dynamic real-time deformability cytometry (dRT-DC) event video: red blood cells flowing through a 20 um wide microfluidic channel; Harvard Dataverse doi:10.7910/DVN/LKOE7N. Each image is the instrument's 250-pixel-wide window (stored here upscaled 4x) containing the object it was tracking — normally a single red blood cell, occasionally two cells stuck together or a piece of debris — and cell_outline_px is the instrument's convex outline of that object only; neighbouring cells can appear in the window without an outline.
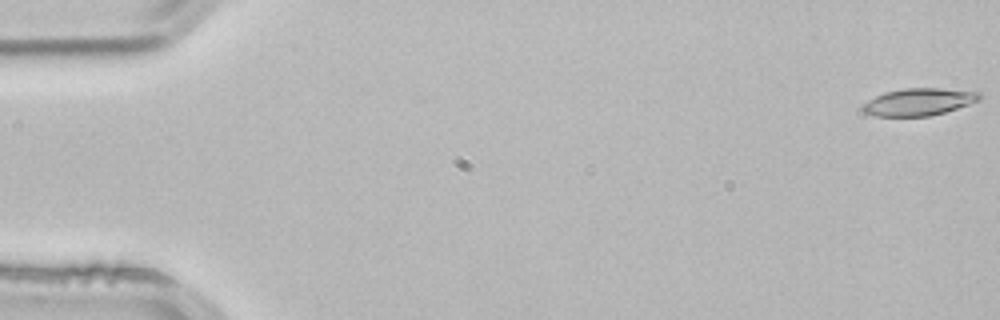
{"species": "common noctule bat (a hibernating species)", "species_latin": "Nyctalus noctula", "temperature_condition": "room temperature", "stored_images_in_passage": 3, "camera_frame_rate_fps": 3000, "um_per_image_px": 0.085, "animal": {"sex": "male", "body_mass_g": 21.5, "forearm_length_mm": 52.0}, "frame": {"image": 1, "passage_image": 1, "time_ms": 0.0, "image_size_px": [1000, 320], "cell_outline_px": [[980, 100], [944, 112], [928, 116], [876, 116], [864, 112], [860, 108], [868, 100], [884, 92], [904, 88], [940, 88], [980, 92]], "centroid_in_image_um": [78.07, 8.65], "position_along_channel_um": 6.9, "area_um2": 18.38}}
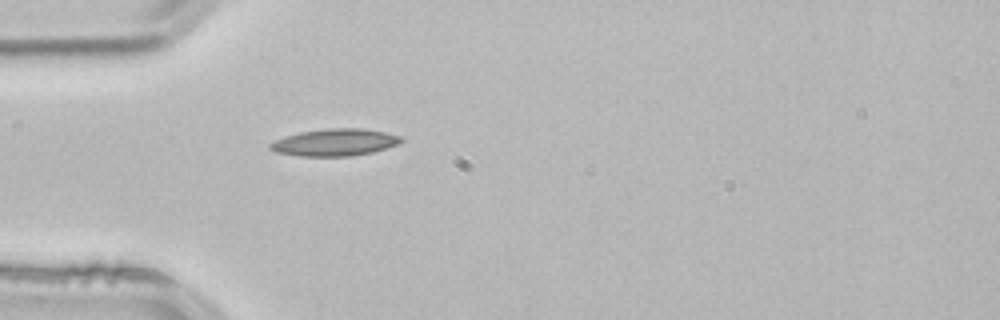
{"frame": {"image": 2, "passage_image": 3, "time_ms": 0.667, "image_size_px": [1000, 320], "cell_outline_px": [[404, 140], [400, 144], [372, 152], [352, 156], [300, 156], [276, 152], [268, 148], [268, 144], [284, 136], [300, 132], [324, 128], [364, 128], [384, 132], [400, 136]], "centroid_in_image_um": [28.46, 12.1], "position_along_channel_um": 56.5, "area_um2": 20.81}}